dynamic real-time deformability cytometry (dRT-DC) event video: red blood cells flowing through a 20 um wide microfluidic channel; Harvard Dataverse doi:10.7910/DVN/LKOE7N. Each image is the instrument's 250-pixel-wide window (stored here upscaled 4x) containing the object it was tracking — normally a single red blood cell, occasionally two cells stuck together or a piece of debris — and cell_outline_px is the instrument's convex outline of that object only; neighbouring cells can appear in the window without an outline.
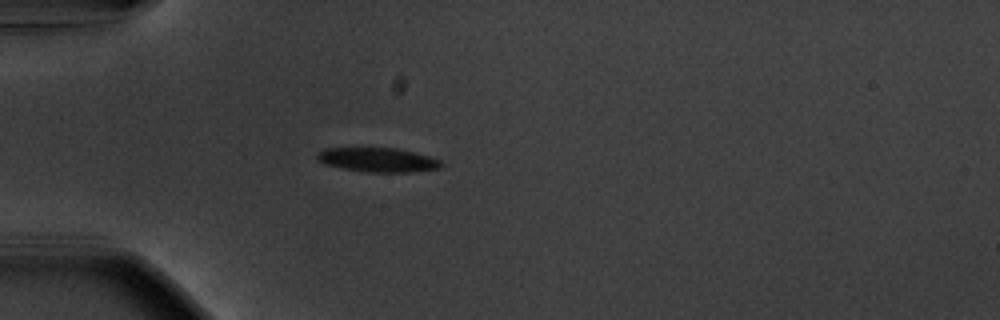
{"species": "common noctule bat (a hibernating species)", "species_latin": "Nyctalus noctula", "temperature_condition": "warm", "stored_images_in_passage": 40, "camera_frame_rate_fps": 3000, "um_per_image_px": 0.085, "animal": {"sex": "male", "body_mass_g": 20.1, "forearm_length_mm": 53.5}, "frame": {"image": 1, "passage_image": 1, "time_ms": 0.0, "image_size_px": [1000, 320], "cell_outline_px": [[444, 164], [440, 168], [412, 172], [368, 172], [344, 168], [324, 164], [316, 160], [316, 152], [324, 148], [396, 148], [428, 156], [440, 160]], "centroid_in_image_um": [32.08, 13.58], "position_along_channel_um": 52.9, "area_um2": 17.51}}
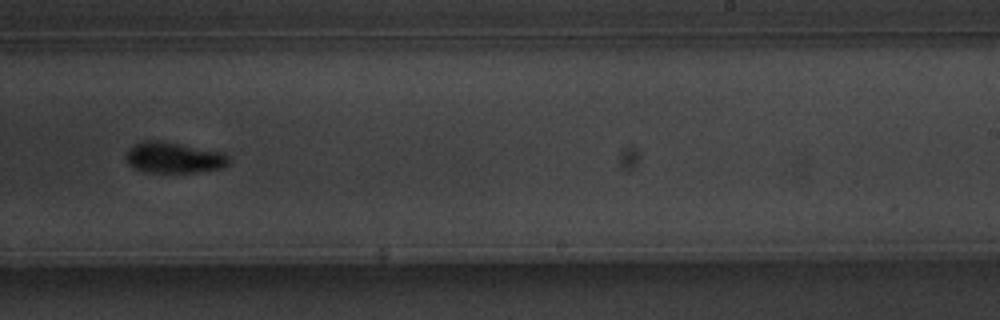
{"frame": {"image": 2, "passage_image": 20, "time_ms": 6.333, "image_size_px": [1000, 320], "cell_outline_px": [[228, 164], [224, 168], [200, 172], [144, 172], [128, 164], [124, 156], [128, 148], [144, 140], [160, 140], [224, 152], [228, 156]], "centroid_in_image_um": [14.77, 13.39], "position_along_channel_um": 274.2, "area_um2": 18.73}}
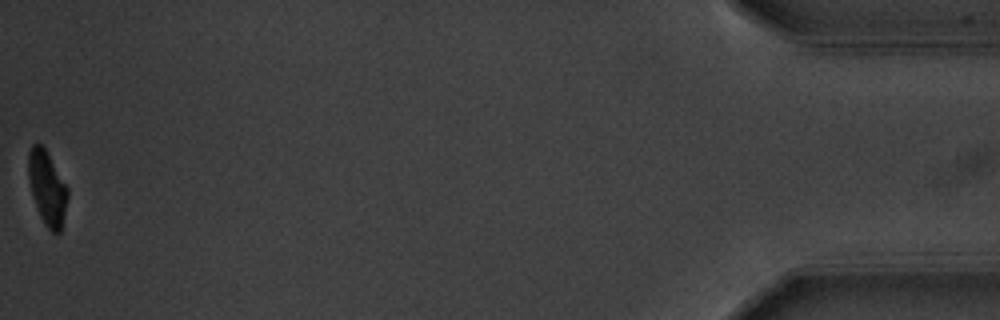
{"frame": {"image": 3, "passage_image": 40, "time_ms": 13.0, "image_size_px": [1000, 320], "cell_outline_px": [[68, 196], [60, 232], [52, 232], [44, 224], [40, 216], [32, 192], [28, 176], [28, 152], [32, 144], [36, 140], [44, 148], [68, 188]], "centroid_in_image_um": [4.0, 15.94], "position_along_channel_um": 431.2, "area_um2": 16.59}, "authors_computed_cell_mechanics": {"area_um2": 18.4382, "velocity_mm_per_s": 3.688, "shape_relaxation_time_tau1_ms": 2.3486, "shape_relaxation_time_tau2_ms": null, "deformation_change_tau1": 0.146, "deformation_change_tau2": null}}